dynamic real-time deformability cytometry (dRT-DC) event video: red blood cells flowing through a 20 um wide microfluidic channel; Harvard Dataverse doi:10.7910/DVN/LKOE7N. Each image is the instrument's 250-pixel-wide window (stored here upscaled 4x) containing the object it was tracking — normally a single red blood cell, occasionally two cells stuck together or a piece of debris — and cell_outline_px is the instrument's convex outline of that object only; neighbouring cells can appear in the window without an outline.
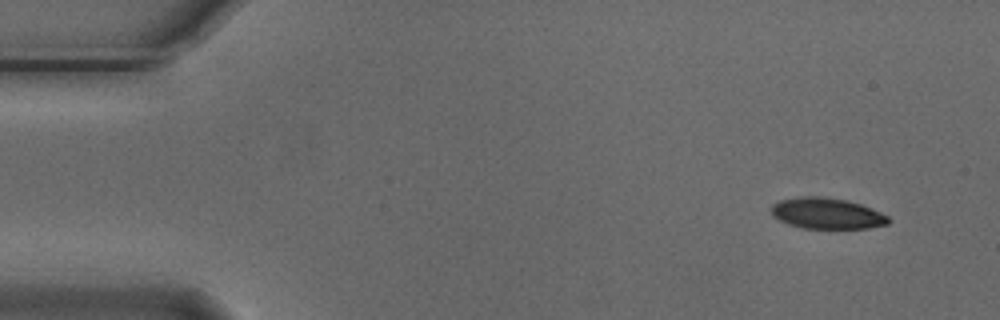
{"species": "Egyptian fruit bat (a non-hibernating species)", "species_latin": "Rousettus aegyptiacus", "temperature_condition": "cold", "stored_images_in_passage": 4, "camera_frame_rate_fps": 3000, "um_per_image_px": 0.085, "animal": {"sex": "male"}, "frame": {"image": 1, "passage_image": 1, "time_ms": 0.0, "image_size_px": [1000, 320], "cell_outline_px": [[892, 220], [888, 224], [868, 228], [804, 228], [788, 224], [772, 216], [772, 204], [780, 200], [800, 196], [820, 196], [848, 200], [872, 208], [888, 216]], "centroid_in_image_um": [70.3, 18.13], "position_along_channel_um": 14.7, "area_um2": 21.21}}
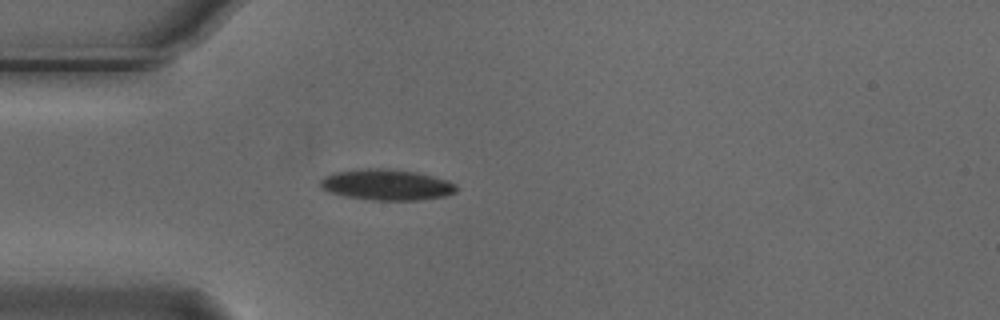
{"frame": {"image": 2, "passage_image": 4, "time_ms": 1.0, "image_size_px": [1000, 320], "cell_outline_px": [[460, 188], [456, 192], [444, 196], [416, 200], [368, 200], [344, 196], [328, 192], [320, 188], [320, 180], [324, 176], [332, 172], [364, 168], [388, 168], [416, 172], [448, 180], [456, 184]], "centroid_in_image_um": [32.84, 15.7], "position_along_channel_um": 52.2, "area_um2": 24.85}}